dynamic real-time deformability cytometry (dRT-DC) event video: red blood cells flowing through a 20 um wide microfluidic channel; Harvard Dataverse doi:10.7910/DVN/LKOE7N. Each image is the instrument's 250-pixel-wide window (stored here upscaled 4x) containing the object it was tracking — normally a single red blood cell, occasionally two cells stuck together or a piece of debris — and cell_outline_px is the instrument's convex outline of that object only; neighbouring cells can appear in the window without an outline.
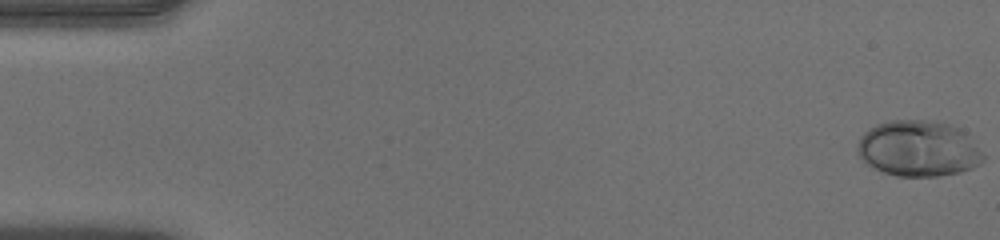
{"species": "human", "species_latin": "Homo sapiens", "temperature_condition": "warm", "stored_images_in_passage": 51, "camera_frame_rate_fps": 3000, "um_per_image_px": 0.085, "donor": {"sex": "male"}, "frame": {"image": 1, "passage_image": 1, "time_ms": 0.0, "image_size_px": [1000, 240], "cell_outline_px": [[984, 160], [972, 168], [960, 172], [936, 176], [896, 176], [884, 172], [864, 164], [860, 160], [856, 152], [856, 148], [860, 136], [868, 128], [876, 124], [892, 120], [928, 120], [948, 124], [960, 128], [964, 132], [984, 156]], "centroid_in_image_um": [77.99, 12.63], "position_along_channel_um": 7.0, "area_um2": 41.1}}
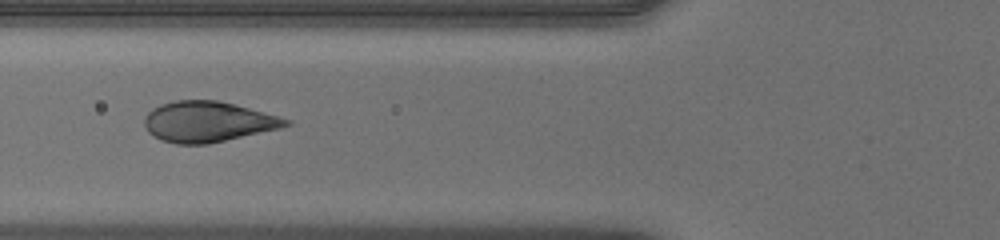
{"frame": {"image": 2, "passage_image": 20, "time_ms": 6.333, "image_size_px": [1000, 240], "cell_outline_px": [[292, 124], [280, 128], [208, 144], [176, 144], [160, 140], [148, 132], [144, 124], [144, 116], [152, 108], [160, 104], [176, 100], [216, 100], [248, 108], [292, 120]], "centroid_in_image_um": [17.62, 10.35], "position_along_channel_um": 108.2, "area_um2": 33.29}}
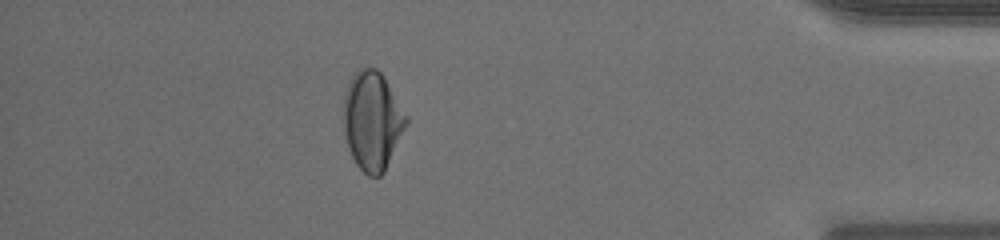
{"frame": {"image": 3, "passage_image": 45, "time_ms": 14.667, "image_size_px": [1000, 240], "cell_outline_px": [[408, 124], [384, 172], [380, 176], [368, 176], [356, 164], [348, 148], [344, 132], [344, 92], [352, 76], [360, 68], [376, 68], [380, 72], [408, 116]], "centroid_in_image_um": [31.65, 10.28], "position_along_channel_um": 403.5, "area_um2": 35.84}, "authors_computed_cell_mechanics": {"area_um2": 35.1424, "velocity_mm_per_s": 4.0676, "shape_relaxation_time_tau1_ms": 3.2393, "shape_relaxation_time_tau2_ms": null, "deformation_change_tau1": 0.1855, "deformation_change_tau2": null}}